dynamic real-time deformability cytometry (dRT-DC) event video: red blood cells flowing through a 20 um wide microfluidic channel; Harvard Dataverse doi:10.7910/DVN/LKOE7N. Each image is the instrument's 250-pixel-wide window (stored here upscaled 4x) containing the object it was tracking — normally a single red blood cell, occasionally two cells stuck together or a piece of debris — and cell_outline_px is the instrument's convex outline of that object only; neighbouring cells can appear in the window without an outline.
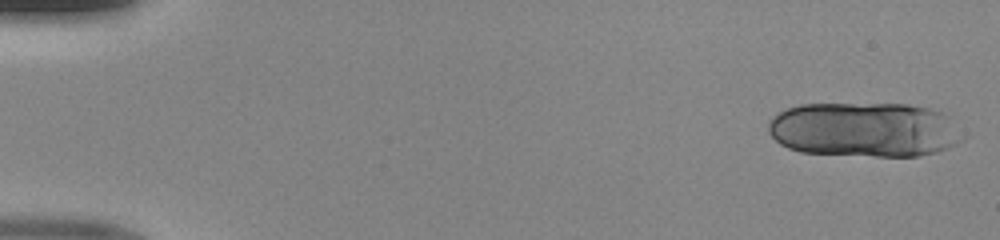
{"species": "human", "species_latin": "Homo sapiens", "temperature_condition": "room temperature", "stored_images_in_passage": 16, "camera_frame_rate_fps": 3000, "um_per_image_px": 0.085, "donor": {"sex": "male"}, "frame": {"image": 1, "passage_image": 1, "time_ms": 0.0, "image_size_px": [1000, 240], "cell_outline_px": [[968, 136], [964, 140], [948, 148], [936, 152], [920, 156], [876, 156], [800, 152], [788, 148], [780, 144], [768, 132], [768, 124], [772, 116], [776, 112], [800, 104], [908, 104], [928, 108], [940, 112], [948, 116]], "centroid_in_image_um": [73.51, 11.02], "position_along_channel_um": 11.5, "area_um2": 62.71}}